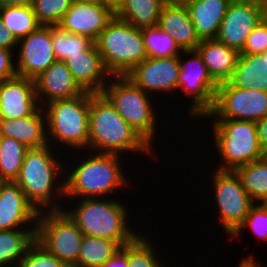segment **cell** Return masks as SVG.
<instances>
[{"mask_svg": "<svg viewBox=\"0 0 267 267\" xmlns=\"http://www.w3.org/2000/svg\"><path fill=\"white\" fill-rule=\"evenodd\" d=\"M15 56L17 75L35 80L57 61L51 40V26L41 25L20 39Z\"/></svg>", "mask_w": 267, "mask_h": 267, "instance_id": "4fadbf2b", "label": "cell"}, {"mask_svg": "<svg viewBox=\"0 0 267 267\" xmlns=\"http://www.w3.org/2000/svg\"><path fill=\"white\" fill-rule=\"evenodd\" d=\"M115 14L98 2L74 3L58 24L69 33L84 35L96 41Z\"/></svg>", "mask_w": 267, "mask_h": 267, "instance_id": "ac0fdd59", "label": "cell"}, {"mask_svg": "<svg viewBox=\"0 0 267 267\" xmlns=\"http://www.w3.org/2000/svg\"><path fill=\"white\" fill-rule=\"evenodd\" d=\"M57 152L49 144L28 148L15 180L38 213L66 207L62 201L65 199V163L60 161Z\"/></svg>", "mask_w": 267, "mask_h": 267, "instance_id": "7a4b0ae2", "label": "cell"}, {"mask_svg": "<svg viewBox=\"0 0 267 267\" xmlns=\"http://www.w3.org/2000/svg\"><path fill=\"white\" fill-rule=\"evenodd\" d=\"M74 3H93L97 2V0H71Z\"/></svg>", "mask_w": 267, "mask_h": 267, "instance_id": "681fc988", "label": "cell"}, {"mask_svg": "<svg viewBox=\"0 0 267 267\" xmlns=\"http://www.w3.org/2000/svg\"><path fill=\"white\" fill-rule=\"evenodd\" d=\"M33 0H0V7L7 5H31Z\"/></svg>", "mask_w": 267, "mask_h": 267, "instance_id": "f6af8a7d", "label": "cell"}, {"mask_svg": "<svg viewBox=\"0 0 267 267\" xmlns=\"http://www.w3.org/2000/svg\"><path fill=\"white\" fill-rule=\"evenodd\" d=\"M0 136L14 138L28 148L48 145L46 115L40 107L32 116L0 119Z\"/></svg>", "mask_w": 267, "mask_h": 267, "instance_id": "7402d4cb", "label": "cell"}, {"mask_svg": "<svg viewBox=\"0 0 267 267\" xmlns=\"http://www.w3.org/2000/svg\"><path fill=\"white\" fill-rule=\"evenodd\" d=\"M158 26L173 38L182 51L196 50L201 42L186 6L166 3L162 8Z\"/></svg>", "mask_w": 267, "mask_h": 267, "instance_id": "44dd1931", "label": "cell"}, {"mask_svg": "<svg viewBox=\"0 0 267 267\" xmlns=\"http://www.w3.org/2000/svg\"><path fill=\"white\" fill-rule=\"evenodd\" d=\"M90 92L73 98L53 101L43 110L46 115L48 144L59 150H87L89 138ZM55 143V144H54ZM62 145L65 148H62ZM57 147V148H56Z\"/></svg>", "mask_w": 267, "mask_h": 267, "instance_id": "5b68a950", "label": "cell"}, {"mask_svg": "<svg viewBox=\"0 0 267 267\" xmlns=\"http://www.w3.org/2000/svg\"><path fill=\"white\" fill-rule=\"evenodd\" d=\"M51 40L57 61H65L73 55L84 54V51L95 43L87 36L69 33L58 25L51 26Z\"/></svg>", "mask_w": 267, "mask_h": 267, "instance_id": "1f68e13d", "label": "cell"}, {"mask_svg": "<svg viewBox=\"0 0 267 267\" xmlns=\"http://www.w3.org/2000/svg\"><path fill=\"white\" fill-rule=\"evenodd\" d=\"M153 148L102 93L90 92L88 151L120 156L132 152L156 159L160 154L156 156Z\"/></svg>", "mask_w": 267, "mask_h": 267, "instance_id": "3957f363", "label": "cell"}, {"mask_svg": "<svg viewBox=\"0 0 267 267\" xmlns=\"http://www.w3.org/2000/svg\"><path fill=\"white\" fill-rule=\"evenodd\" d=\"M64 62L84 91L101 93L111 78L96 43L84 51V54L73 55Z\"/></svg>", "mask_w": 267, "mask_h": 267, "instance_id": "ffe728a7", "label": "cell"}, {"mask_svg": "<svg viewBox=\"0 0 267 267\" xmlns=\"http://www.w3.org/2000/svg\"><path fill=\"white\" fill-rule=\"evenodd\" d=\"M14 55L13 50L0 47V82L17 75Z\"/></svg>", "mask_w": 267, "mask_h": 267, "instance_id": "f35d334b", "label": "cell"}, {"mask_svg": "<svg viewBox=\"0 0 267 267\" xmlns=\"http://www.w3.org/2000/svg\"><path fill=\"white\" fill-rule=\"evenodd\" d=\"M211 129L215 150L219 153L218 170L234 171L236 168L263 158L256 123L235 119H212Z\"/></svg>", "mask_w": 267, "mask_h": 267, "instance_id": "8992f818", "label": "cell"}, {"mask_svg": "<svg viewBox=\"0 0 267 267\" xmlns=\"http://www.w3.org/2000/svg\"><path fill=\"white\" fill-rule=\"evenodd\" d=\"M184 56L187 57V61L184 60ZM178 61L177 90L182 89L184 97L190 100L187 102H191L186 112L187 116L199 120L214 106L218 83L211 77L196 50L182 51Z\"/></svg>", "mask_w": 267, "mask_h": 267, "instance_id": "9c48e42d", "label": "cell"}, {"mask_svg": "<svg viewBox=\"0 0 267 267\" xmlns=\"http://www.w3.org/2000/svg\"><path fill=\"white\" fill-rule=\"evenodd\" d=\"M212 173L209 178L214 188L213 199L217 202L214 203L218 209L215 216H218L216 222L218 226L221 224L224 228L222 231L226 236L231 237L244 223L254 202L244 190L234 171L216 169Z\"/></svg>", "mask_w": 267, "mask_h": 267, "instance_id": "8fae6325", "label": "cell"}, {"mask_svg": "<svg viewBox=\"0 0 267 267\" xmlns=\"http://www.w3.org/2000/svg\"><path fill=\"white\" fill-rule=\"evenodd\" d=\"M39 108L33 79L16 75L0 82V119L30 117Z\"/></svg>", "mask_w": 267, "mask_h": 267, "instance_id": "2e32d148", "label": "cell"}, {"mask_svg": "<svg viewBox=\"0 0 267 267\" xmlns=\"http://www.w3.org/2000/svg\"><path fill=\"white\" fill-rule=\"evenodd\" d=\"M0 18L6 28L19 41L36 31L41 24L37 21L32 5H7L0 7Z\"/></svg>", "mask_w": 267, "mask_h": 267, "instance_id": "f546056e", "label": "cell"}, {"mask_svg": "<svg viewBox=\"0 0 267 267\" xmlns=\"http://www.w3.org/2000/svg\"><path fill=\"white\" fill-rule=\"evenodd\" d=\"M35 234L36 228L0 230V267H18Z\"/></svg>", "mask_w": 267, "mask_h": 267, "instance_id": "484cf974", "label": "cell"}, {"mask_svg": "<svg viewBox=\"0 0 267 267\" xmlns=\"http://www.w3.org/2000/svg\"><path fill=\"white\" fill-rule=\"evenodd\" d=\"M79 152H81L80 155ZM85 152L86 158L84 156ZM77 153L80 158L78 156L76 157L77 159L72 157L73 162H71V164L73 166L67 164V162H65L66 159L61 158L66 165L70 166L68 168V166L65 165V202L66 199H68L67 202H69L70 199V201H74V199L83 198H107L110 195H114L115 191L117 193L119 189H123L124 191V188H126L128 184H131L127 182L130 181V179L129 176L127 177L126 173H124L126 171L124 166H122L124 165L122 159L125 158H122L120 155L91 153L90 151L87 152V150L75 151L73 154L75 155ZM74 160L77 161L74 162Z\"/></svg>", "mask_w": 267, "mask_h": 267, "instance_id": "6da1fadb", "label": "cell"}, {"mask_svg": "<svg viewBox=\"0 0 267 267\" xmlns=\"http://www.w3.org/2000/svg\"><path fill=\"white\" fill-rule=\"evenodd\" d=\"M148 57H178L182 50L177 43L158 25L140 29Z\"/></svg>", "mask_w": 267, "mask_h": 267, "instance_id": "836d02e7", "label": "cell"}, {"mask_svg": "<svg viewBox=\"0 0 267 267\" xmlns=\"http://www.w3.org/2000/svg\"><path fill=\"white\" fill-rule=\"evenodd\" d=\"M83 237L64 210L39 213L35 239L68 267L76 266Z\"/></svg>", "mask_w": 267, "mask_h": 267, "instance_id": "30bf717a", "label": "cell"}, {"mask_svg": "<svg viewBox=\"0 0 267 267\" xmlns=\"http://www.w3.org/2000/svg\"><path fill=\"white\" fill-rule=\"evenodd\" d=\"M154 244L149 234L142 231L127 244V267H168V264L161 261V256L159 258V253L155 250L158 247Z\"/></svg>", "mask_w": 267, "mask_h": 267, "instance_id": "d6a6232c", "label": "cell"}, {"mask_svg": "<svg viewBox=\"0 0 267 267\" xmlns=\"http://www.w3.org/2000/svg\"><path fill=\"white\" fill-rule=\"evenodd\" d=\"M121 248L114 240L84 235L75 267H101Z\"/></svg>", "mask_w": 267, "mask_h": 267, "instance_id": "f1b7e54d", "label": "cell"}, {"mask_svg": "<svg viewBox=\"0 0 267 267\" xmlns=\"http://www.w3.org/2000/svg\"><path fill=\"white\" fill-rule=\"evenodd\" d=\"M123 0H97V2L106 8H109L114 14L119 10Z\"/></svg>", "mask_w": 267, "mask_h": 267, "instance_id": "ee69618b", "label": "cell"}, {"mask_svg": "<svg viewBox=\"0 0 267 267\" xmlns=\"http://www.w3.org/2000/svg\"><path fill=\"white\" fill-rule=\"evenodd\" d=\"M232 0H196L187 5L200 40L216 39L220 24Z\"/></svg>", "mask_w": 267, "mask_h": 267, "instance_id": "cb8c5ba5", "label": "cell"}, {"mask_svg": "<svg viewBox=\"0 0 267 267\" xmlns=\"http://www.w3.org/2000/svg\"><path fill=\"white\" fill-rule=\"evenodd\" d=\"M261 21V5L232 0L220 24L216 39L240 53L248 36Z\"/></svg>", "mask_w": 267, "mask_h": 267, "instance_id": "9a60e30c", "label": "cell"}, {"mask_svg": "<svg viewBox=\"0 0 267 267\" xmlns=\"http://www.w3.org/2000/svg\"><path fill=\"white\" fill-rule=\"evenodd\" d=\"M101 267H127V244Z\"/></svg>", "mask_w": 267, "mask_h": 267, "instance_id": "60d3db41", "label": "cell"}, {"mask_svg": "<svg viewBox=\"0 0 267 267\" xmlns=\"http://www.w3.org/2000/svg\"><path fill=\"white\" fill-rule=\"evenodd\" d=\"M111 198L76 199L78 202L74 201L73 206L70 204L63 210L84 235L114 240L124 246L132 242L142 230L139 232L131 227L127 219L130 218L128 205L123 200L120 202L118 197Z\"/></svg>", "mask_w": 267, "mask_h": 267, "instance_id": "277c9868", "label": "cell"}, {"mask_svg": "<svg viewBox=\"0 0 267 267\" xmlns=\"http://www.w3.org/2000/svg\"><path fill=\"white\" fill-rule=\"evenodd\" d=\"M234 1H239V2H251V3H256L259 5H262L264 0H234Z\"/></svg>", "mask_w": 267, "mask_h": 267, "instance_id": "c3c4849f", "label": "cell"}, {"mask_svg": "<svg viewBox=\"0 0 267 267\" xmlns=\"http://www.w3.org/2000/svg\"><path fill=\"white\" fill-rule=\"evenodd\" d=\"M255 123L259 144L267 154V115Z\"/></svg>", "mask_w": 267, "mask_h": 267, "instance_id": "b9f144b4", "label": "cell"}, {"mask_svg": "<svg viewBox=\"0 0 267 267\" xmlns=\"http://www.w3.org/2000/svg\"><path fill=\"white\" fill-rule=\"evenodd\" d=\"M111 76H126L148 58L140 28L114 17L95 41Z\"/></svg>", "mask_w": 267, "mask_h": 267, "instance_id": "ba28073f", "label": "cell"}, {"mask_svg": "<svg viewBox=\"0 0 267 267\" xmlns=\"http://www.w3.org/2000/svg\"><path fill=\"white\" fill-rule=\"evenodd\" d=\"M196 0H167V3L177 6H187Z\"/></svg>", "mask_w": 267, "mask_h": 267, "instance_id": "bcb514c9", "label": "cell"}, {"mask_svg": "<svg viewBox=\"0 0 267 267\" xmlns=\"http://www.w3.org/2000/svg\"><path fill=\"white\" fill-rule=\"evenodd\" d=\"M38 215L15 181H0V230L36 228Z\"/></svg>", "mask_w": 267, "mask_h": 267, "instance_id": "e0dca14e", "label": "cell"}, {"mask_svg": "<svg viewBox=\"0 0 267 267\" xmlns=\"http://www.w3.org/2000/svg\"><path fill=\"white\" fill-rule=\"evenodd\" d=\"M18 40L11 31L4 26L0 18V47L16 52Z\"/></svg>", "mask_w": 267, "mask_h": 267, "instance_id": "ab89813d", "label": "cell"}, {"mask_svg": "<svg viewBox=\"0 0 267 267\" xmlns=\"http://www.w3.org/2000/svg\"><path fill=\"white\" fill-rule=\"evenodd\" d=\"M18 267H68L36 239L28 246Z\"/></svg>", "mask_w": 267, "mask_h": 267, "instance_id": "8d00e7d4", "label": "cell"}, {"mask_svg": "<svg viewBox=\"0 0 267 267\" xmlns=\"http://www.w3.org/2000/svg\"><path fill=\"white\" fill-rule=\"evenodd\" d=\"M246 256L239 259L238 267H264V263L260 262V260L258 261L257 256H253V253Z\"/></svg>", "mask_w": 267, "mask_h": 267, "instance_id": "7bdbcfd3", "label": "cell"}, {"mask_svg": "<svg viewBox=\"0 0 267 267\" xmlns=\"http://www.w3.org/2000/svg\"><path fill=\"white\" fill-rule=\"evenodd\" d=\"M196 51L217 83L225 82L231 77L240 54L217 39L201 40Z\"/></svg>", "mask_w": 267, "mask_h": 267, "instance_id": "603a6c76", "label": "cell"}, {"mask_svg": "<svg viewBox=\"0 0 267 267\" xmlns=\"http://www.w3.org/2000/svg\"><path fill=\"white\" fill-rule=\"evenodd\" d=\"M34 82L37 99L42 108L53 101L73 98L85 92L75 81L64 61L54 62Z\"/></svg>", "mask_w": 267, "mask_h": 267, "instance_id": "d6986e66", "label": "cell"}, {"mask_svg": "<svg viewBox=\"0 0 267 267\" xmlns=\"http://www.w3.org/2000/svg\"><path fill=\"white\" fill-rule=\"evenodd\" d=\"M262 7V20L267 22V0H264Z\"/></svg>", "mask_w": 267, "mask_h": 267, "instance_id": "7dc6e473", "label": "cell"}, {"mask_svg": "<svg viewBox=\"0 0 267 267\" xmlns=\"http://www.w3.org/2000/svg\"><path fill=\"white\" fill-rule=\"evenodd\" d=\"M254 203L267 202V154L234 170Z\"/></svg>", "mask_w": 267, "mask_h": 267, "instance_id": "83f0119b", "label": "cell"}, {"mask_svg": "<svg viewBox=\"0 0 267 267\" xmlns=\"http://www.w3.org/2000/svg\"><path fill=\"white\" fill-rule=\"evenodd\" d=\"M245 228L252 231L253 236L260 241H267V205L266 203H254L249 214L246 216L244 223L239 227V229L230 237L229 240L240 239ZM241 234V235H240ZM238 237V238H237Z\"/></svg>", "mask_w": 267, "mask_h": 267, "instance_id": "d590c367", "label": "cell"}, {"mask_svg": "<svg viewBox=\"0 0 267 267\" xmlns=\"http://www.w3.org/2000/svg\"><path fill=\"white\" fill-rule=\"evenodd\" d=\"M178 74V57H148L137 64L126 77L144 92L155 97L159 92L161 95L167 92L166 96L175 91L179 92L177 91Z\"/></svg>", "mask_w": 267, "mask_h": 267, "instance_id": "5bb4252c", "label": "cell"}, {"mask_svg": "<svg viewBox=\"0 0 267 267\" xmlns=\"http://www.w3.org/2000/svg\"><path fill=\"white\" fill-rule=\"evenodd\" d=\"M28 147L14 138L0 136V181H15Z\"/></svg>", "mask_w": 267, "mask_h": 267, "instance_id": "4dcf8cb0", "label": "cell"}, {"mask_svg": "<svg viewBox=\"0 0 267 267\" xmlns=\"http://www.w3.org/2000/svg\"><path fill=\"white\" fill-rule=\"evenodd\" d=\"M267 115V92L218 83L214 106L200 119H235L257 122Z\"/></svg>", "mask_w": 267, "mask_h": 267, "instance_id": "7c38bea8", "label": "cell"}, {"mask_svg": "<svg viewBox=\"0 0 267 267\" xmlns=\"http://www.w3.org/2000/svg\"><path fill=\"white\" fill-rule=\"evenodd\" d=\"M227 81L233 87L267 92V50L262 54H239Z\"/></svg>", "mask_w": 267, "mask_h": 267, "instance_id": "d4e9b609", "label": "cell"}, {"mask_svg": "<svg viewBox=\"0 0 267 267\" xmlns=\"http://www.w3.org/2000/svg\"><path fill=\"white\" fill-rule=\"evenodd\" d=\"M101 93L120 116L154 147L159 126L157 120L161 119L160 112L155 110L157 106L152 103L156 102L154 96L144 92L126 76H111Z\"/></svg>", "mask_w": 267, "mask_h": 267, "instance_id": "52a82bcc", "label": "cell"}, {"mask_svg": "<svg viewBox=\"0 0 267 267\" xmlns=\"http://www.w3.org/2000/svg\"><path fill=\"white\" fill-rule=\"evenodd\" d=\"M71 0H33L37 21L43 26L58 25L71 7Z\"/></svg>", "mask_w": 267, "mask_h": 267, "instance_id": "e575fe53", "label": "cell"}, {"mask_svg": "<svg viewBox=\"0 0 267 267\" xmlns=\"http://www.w3.org/2000/svg\"><path fill=\"white\" fill-rule=\"evenodd\" d=\"M167 0H123L115 16L136 28L158 25Z\"/></svg>", "mask_w": 267, "mask_h": 267, "instance_id": "4316f807", "label": "cell"}, {"mask_svg": "<svg viewBox=\"0 0 267 267\" xmlns=\"http://www.w3.org/2000/svg\"><path fill=\"white\" fill-rule=\"evenodd\" d=\"M267 50V22L262 20L250 33L240 54H262Z\"/></svg>", "mask_w": 267, "mask_h": 267, "instance_id": "74e56055", "label": "cell"}]
</instances>
